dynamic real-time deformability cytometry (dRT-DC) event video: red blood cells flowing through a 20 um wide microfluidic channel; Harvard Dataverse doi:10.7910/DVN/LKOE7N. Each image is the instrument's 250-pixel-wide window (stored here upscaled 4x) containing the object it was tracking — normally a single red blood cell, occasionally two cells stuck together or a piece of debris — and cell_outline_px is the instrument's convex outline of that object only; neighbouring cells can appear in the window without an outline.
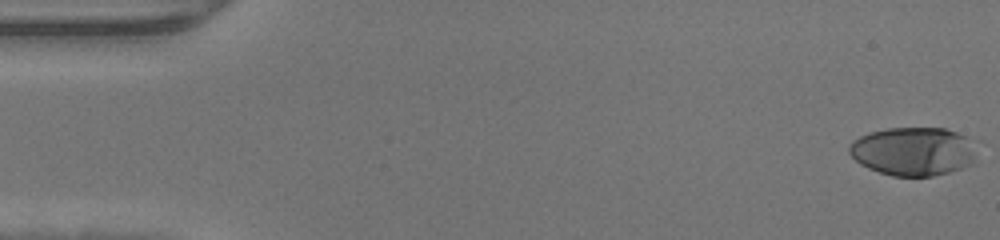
{"species": "human", "species_latin": "Homo sapiens", "temperature_condition": "warm", "stored_images_in_passage": 48, "camera_frame_rate_fps": 3000, "um_per_image_px": 0.085, "donor": {"sex": "male"}, "frame": {"image": 1, "passage_image": 1, "time_ms": 0.0, "image_size_px": [1000, 240], "cell_outline_px": [[972, 160], [968, 164], [960, 168], [948, 172], [932, 176], [892, 176], [868, 168], [860, 164], [848, 152], [848, 144], [852, 140], [860, 136], [872, 132], [888, 128], [944, 128], [956, 132], [972, 140]], "centroid_in_image_um": [77.54, 12.86], "position_along_channel_um": 7.5, "area_um2": 35.6}}
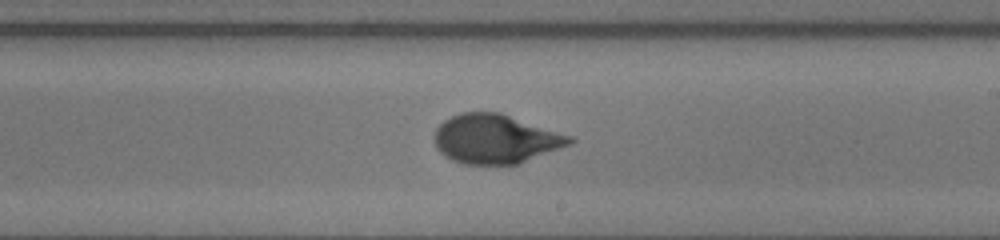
{"frame": {"image": 2, "passage_image": 28, "time_ms": 9.0, "image_size_px": [1000, 240], "cell_outline_px": [[576, 140], [572, 144], [520, 164], [464, 164], [452, 160], [444, 156], [436, 148], [432, 136], [436, 128], [444, 120], [460, 112], [500, 112], [572, 136]], "centroid_in_image_um": [42.11, 11.81], "position_along_channel_um": 246.9, "area_um2": 39.13}}
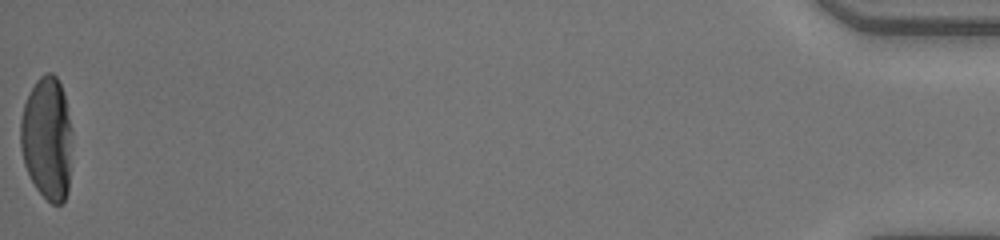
{"frame": {"image": 3, "passage_image": 48, "time_ms": 15.667, "image_size_px": [1000, 240], "cell_outline_px": [[72, 132], [68, 192], [64, 200], [60, 204], [52, 204], [36, 188], [24, 164], [20, 148], [20, 120], [24, 104], [36, 80], [44, 72], [52, 72], [56, 76], [60, 84], [64, 96], [72, 128]], "centroid_in_image_um": [4.0, 11.75], "position_along_channel_um": 431.2, "area_um2": 37.11}}